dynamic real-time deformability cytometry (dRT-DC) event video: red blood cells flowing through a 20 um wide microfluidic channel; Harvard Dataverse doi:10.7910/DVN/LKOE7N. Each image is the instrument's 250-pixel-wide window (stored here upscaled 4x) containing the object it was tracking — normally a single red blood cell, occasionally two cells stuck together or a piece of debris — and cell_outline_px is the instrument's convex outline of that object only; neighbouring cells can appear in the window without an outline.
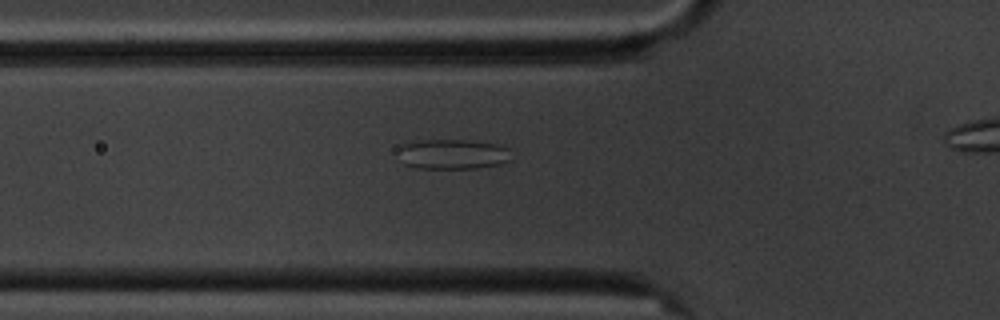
{"species": "common noctule bat (a hibernating species)", "species_latin": "Nyctalus noctula", "temperature_condition": "cold", "stored_images_in_passage": 4, "camera_frame_rate_fps": 3000, "um_per_image_px": 0.085, "animal": {"sex": "male", "body_mass_g": 20.1, "forearm_length_mm": 53.5}, "frame": {"image": 1, "passage_image": 4, "time_ms": 3.667, "image_size_px": [1000, 320], "cell_outline_px": [[512, 160], [500, 164], [480, 168], [416, 168], [404, 164], [396, 148], [404, 144], [424, 140], [468, 140], [496, 144], [508, 148]], "centroid_in_image_um": [38.49, 13.11], "position_along_channel_um": 87.3, "area_um2": 19.83}}